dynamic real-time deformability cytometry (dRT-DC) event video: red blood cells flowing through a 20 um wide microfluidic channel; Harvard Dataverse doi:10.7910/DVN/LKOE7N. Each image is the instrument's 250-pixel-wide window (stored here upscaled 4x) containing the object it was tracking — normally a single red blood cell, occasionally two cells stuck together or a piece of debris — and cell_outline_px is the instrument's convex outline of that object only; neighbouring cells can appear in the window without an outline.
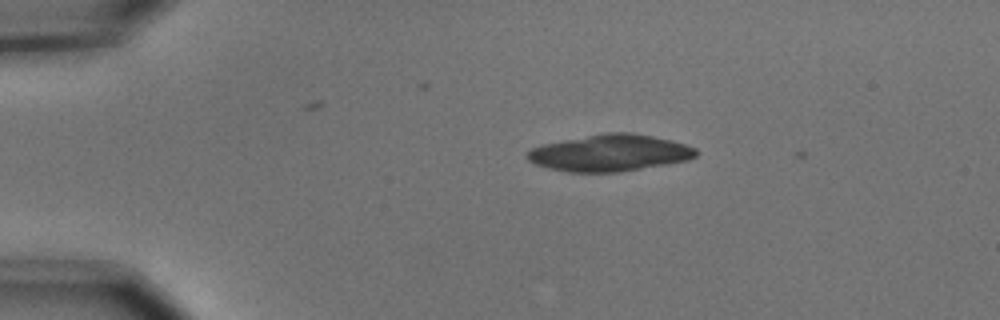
{"species": "common noctule bat (a hibernating species)", "species_latin": "Nyctalus noctula", "temperature_condition": "cold", "stored_images_in_passage": 4, "camera_frame_rate_fps": 3000, "um_per_image_px": 0.085, "animal": {"sex": "male", "body_mass_g": 15.6}, "frame": {"image": 1, "passage_image": 2, "time_ms": 0.333, "image_size_px": [1000, 320], "cell_outline_px": [[696, 156], [688, 160], [620, 172], [568, 172], [548, 168], [536, 164], [528, 160], [524, 156], [532, 148], [544, 144], [604, 132], [628, 132], [652, 136], [672, 140], [696, 148]], "centroid_in_image_um": [51.82, 13.0], "position_along_channel_um": 33.2, "area_um2": 35.89}}